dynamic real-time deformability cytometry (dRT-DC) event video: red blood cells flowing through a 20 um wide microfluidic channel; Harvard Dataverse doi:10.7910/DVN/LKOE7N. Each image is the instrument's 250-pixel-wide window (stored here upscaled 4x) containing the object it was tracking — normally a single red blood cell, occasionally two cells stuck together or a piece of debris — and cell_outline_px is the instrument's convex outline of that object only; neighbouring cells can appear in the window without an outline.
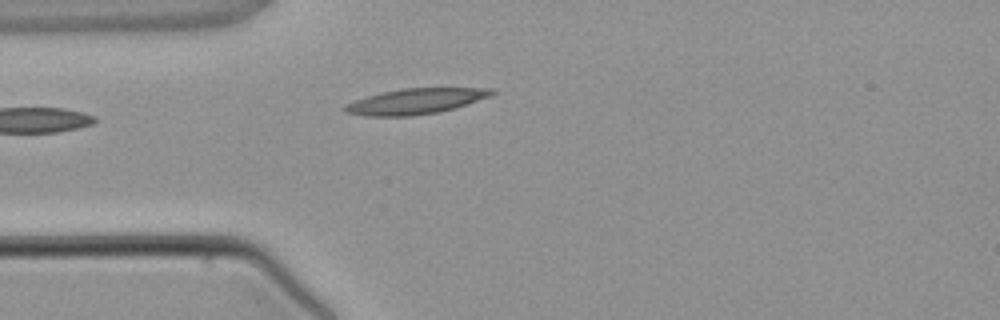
{"species": "common noctule bat (a hibernating species)", "species_latin": "Nyctalus noctula", "temperature_condition": "warm", "stored_images_in_passage": 2, "camera_frame_rate_fps": 3000, "um_per_image_px": 0.085, "animal": {"sex": "male", "body_mass_g": 21.5, "forearm_length_mm": 52.0}, "frame": {"image": 1, "passage_image": 2, "time_ms": 1.333, "image_size_px": [1000, 320], "cell_outline_px": [[496, 92], [492, 96], [456, 108], [440, 112], [412, 116], [364, 116], [344, 112], [344, 108], [348, 104], [356, 100], [368, 96], [384, 92], [404, 88], [492, 88]], "centroid_in_image_um": [35.4, 8.61], "position_along_channel_um": 49.6, "area_um2": 21.85}}